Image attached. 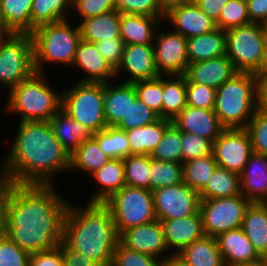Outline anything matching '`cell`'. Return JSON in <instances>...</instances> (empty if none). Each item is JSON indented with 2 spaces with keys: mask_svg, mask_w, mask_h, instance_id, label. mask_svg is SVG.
I'll list each match as a JSON object with an SVG mask.
<instances>
[{
  "mask_svg": "<svg viewBox=\"0 0 267 266\" xmlns=\"http://www.w3.org/2000/svg\"><path fill=\"white\" fill-rule=\"evenodd\" d=\"M43 73L35 72L9 92L8 109L20 113V121H49L60 109L62 96L46 84Z\"/></svg>",
  "mask_w": 267,
  "mask_h": 266,
  "instance_id": "5b68a950",
  "label": "cell"
},
{
  "mask_svg": "<svg viewBox=\"0 0 267 266\" xmlns=\"http://www.w3.org/2000/svg\"><path fill=\"white\" fill-rule=\"evenodd\" d=\"M73 7L85 20L116 10V0H73Z\"/></svg>",
  "mask_w": 267,
  "mask_h": 266,
  "instance_id": "db71d44e",
  "label": "cell"
},
{
  "mask_svg": "<svg viewBox=\"0 0 267 266\" xmlns=\"http://www.w3.org/2000/svg\"><path fill=\"white\" fill-rule=\"evenodd\" d=\"M212 153L219 167L240 175L252 153L246 128H225L213 142Z\"/></svg>",
  "mask_w": 267,
  "mask_h": 266,
  "instance_id": "4fadbf2b",
  "label": "cell"
},
{
  "mask_svg": "<svg viewBox=\"0 0 267 266\" xmlns=\"http://www.w3.org/2000/svg\"><path fill=\"white\" fill-rule=\"evenodd\" d=\"M116 10L120 14H136L165 18L160 0H116Z\"/></svg>",
  "mask_w": 267,
  "mask_h": 266,
  "instance_id": "bcb514c9",
  "label": "cell"
},
{
  "mask_svg": "<svg viewBox=\"0 0 267 266\" xmlns=\"http://www.w3.org/2000/svg\"><path fill=\"white\" fill-rule=\"evenodd\" d=\"M34 46L36 72L43 73L45 62L73 64L77 46L81 40L79 25L72 28L67 20L37 27L31 34Z\"/></svg>",
  "mask_w": 267,
  "mask_h": 266,
  "instance_id": "8992f818",
  "label": "cell"
},
{
  "mask_svg": "<svg viewBox=\"0 0 267 266\" xmlns=\"http://www.w3.org/2000/svg\"><path fill=\"white\" fill-rule=\"evenodd\" d=\"M256 109L257 78L254 73L237 72L216 90L213 110L225 128H246Z\"/></svg>",
  "mask_w": 267,
  "mask_h": 266,
  "instance_id": "277c9868",
  "label": "cell"
},
{
  "mask_svg": "<svg viewBox=\"0 0 267 266\" xmlns=\"http://www.w3.org/2000/svg\"><path fill=\"white\" fill-rule=\"evenodd\" d=\"M213 142L196 134L182 132V163L212 154Z\"/></svg>",
  "mask_w": 267,
  "mask_h": 266,
  "instance_id": "681fc988",
  "label": "cell"
},
{
  "mask_svg": "<svg viewBox=\"0 0 267 266\" xmlns=\"http://www.w3.org/2000/svg\"><path fill=\"white\" fill-rule=\"evenodd\" d=\"M159 115L146 106L138 97L130 101L126 117L115 126L121 130H130L151 124L159 119Z\"/></svg>",
  "mask_w": 267,
  "mask_h": 266,
  "instance_id": "ee69618b",
  "label": "cell"
},
{
  "mask_svg": "<svg viewBox=\"0 0 267 266\" xmlns=\"http://www.w3.org/2000/svg\"><path fill=\"white\" fill-rule=\"evenodd\" d=\"M150 157L164 162L182 163V131L171 123Z\"/></svg>",
  "mask_w": 267,
  "mask_h": 266,
  "instance_id": "60d3db41",
  "label": "cell"
},
{
  "mask_svg": "<svg viewBox=\"0 0 267 266\" xmlns=\"http://www.w3.org/2000/svg\"><path fill=\"white\" fill-rule=\"evenodd\" d=\"M29 266H63L62 243L51 250L30 254Z\"/></svg>",
  "mask_w": 267,
  "mask_h": 266,
  "instance_id": "9f6ffc18",
  "label": "cell"
},
{
  "mask_svg": "<svg viewBox=\"0 0 267 266\" xmlns=\"http://www.w3.org/2000/svg\"><path fill=\"white\" fill-rule=\"evenodd\" d=\"M236 73L231 60L224 55L188 64L184 75L186 83L206 85L217 90Z\"/></svg>",
  "mask_w": 267,
  "mask_h": 266,
  "instance_id": "d6986e66",
  "label": "cell"
},
{
  "mask_svg": "<svg viewBox=\"0 0 267 266\" xmlns=\"http://www.w3.org/2000/svg\"><path fill=\"white\" fill-rule=\"evenodd\" d=\"M156 219L169 220L195 215L200 208L199 192L181 184L152 191Z\"/></svg>",
  "mask_w": 267,
  "mask_h": 266,
  "instance_id": "7c38bea8",
  "label": "cell"
},
{
  "mask_svg": "<svg viewBox=\"0 0 267 266\" xmlns=\"http://www.w3.org/2000/svg\"><path fill=\"white\" fill-rule=\"evenodd\" d=\"M92 137L97 141L100 149L111 159H124L130 155V146L125 130L107 126L94 133Z\"/></svg>",
  "mask_w": 267,
  "mask_h": 266,
  "instance_id": "74e56055",
  "label": "cell"
},
{
  "mask_svg": "<svg viewBox=\"0 0 267 266\" xmlns=\"http://www.w3.org/2000/svg\"><path fill=\"white\" fill-rule=\"evenodd\" d=\"M199 194L201 200L240 195V175L217 166L208 184Z\"/></svg>",
  "mask_w": 267,
  "mask_h": 266,
  "instance_id": "836d02e7",
  "label": "cell"
},
{
  "mask_svg": "<svg viewBox=\"0 0 267 266\" xmlns=\"http://www.w3.org/2000/svg\"><path fill=\"white\" fill-rule=\"evenodd\" d=\"M189 64L226 55V32L219 28L187 39Z\"/></svg>",
  "mask_w": 267,
  "mask_h": 266,
  "instance_id": "4316f807",
  "label": "cell"
},
{
  "mask_svg": "<svg viewBox=\"0 0 267 266\" xmlns=\"http://www.w3.org/2000/svg\"><path fill=\"white\" fill-rule=\"evenodd\" d=\"M226 56L237 72L255 73L262 62L265 37L261 24L226 30Z\"/></svg>",
  "mask_w": 267,
  "mask_h": 266,
  "instance_id": "30bf717a",
  "label": "cell"
},
{
  "mask_svg": "<svg viewBox=\"0 0 267 266\" xmlns=\"http://www.w3.org/2000/svg\"><path fill=\"white\" fill-rule=\"evenodd\" d=\"M99 55L103 57L115 70L120 65L124 52L122 38L103 39L95 43Z\"/></svg>",
  "mask_w": 267,
  "mask_h": 266,
  "instance_id": "f5cc1de1",
  "label": "cell"
},
{
  "mask_svg": "<svg viewBox=\"0 0 267 266\" xmlns=\"http://www.w3.org/2000/svg\"><path fill=\"white\" fill-rule=\"evenodd\" d=\"M165 259L161 260L160 266H187V264L179 257L177 254L173 256L164 257Z\"/></svg>",
  "mask_w": 267,
  "mask_h": 266,
  "instance_id": "6125c7cd",
  "label": "cell"
},
{
  "mask_svg": "<svg viewBox=\"0 0 267 266\" xmlns=\"http://www.w3.org/2000/svg\"><path fill=\"white\" fill-rule=\"evenodd\" d=\"M160 222L163 226L166 245L168 249L176 248L175 254L205 235L200 211L195 215Z\"/></svg>",
  "mask_w": 267,
  "mask_h": 266,
  "instance_id": "44dd1931",
  "label": "cell"
},
{
  "mask_svg": "<svg viewBox=\"0 0 267 266\" xmlns=\"http://www.w3.org/2000/svg\"><path fill=\"white\" fill-rule=\"evenodd\" d=\"M52 131L62 147L71 155L80 144L92 138L90 130L80 122L74 121L60 109L49 121Z\"/></svg>",
  "mask_w": 267,
  "mask_h": 266,
  "instance_id": "cb8c5ba5",
  "label": "cell"
},
{
  "mask_svg": "<svg viewBox=\"0 0 267 266\" xmlns=\"http://www.w3.org/2000/svg\"><path fill=\"white\" fill-rule=\"evenodd\" d=\"M137 98L133 83L122 82L113 87L104 83V112L107 126H116L123 117H126L130 101Z\"/></svg>",
  "mask_w": 267,
  "mask_h": 266,
  "instance_id": "d4e9b609",
  "label": "cell"
},
{
  "mask_svg": "<svg viewBox=\"0 0 267 266\" xmlns=\"http://www.w3.org/2000/svg\"><path fill=\"white\" fill-rule=\"evenodd\" d=\"M164 10L166 11L172 6L178 5V4H183V3H188L190 0H160Z\"/></svg>",
  "mask_w": 267,
  "mask_h": 266,
  "instance_id": "03108f58",
  "label": "cell"
},
{
  "mask_svg": "<svg viewBox=\"0 0 267 266\" xmlns=\"http://www.w3.org/2000/svg\"><path fill=\"white\" fill-rule=\"evenodd\" d=\"M261 26L265 37V48H267V22L262 23Z\"/></svg>",
  "mask_w": 267,
  "mask_h": 266,
  "instance_id": "a7ac6f4b",
  "label": "cell"
},
{
  "mask_svg": "<svg viewBox=\"0 0 267 266\" xmlns=\"http://www.w3.org/2000/svg\"><path fill=\"white\" fill-rule=\"evenodd\" d=\"M61 109L92 134L107 127L104 112V83L78 82L64 92Z\"/></svg>",
  "mask_w": 267,
  "mask_h": 266,
  "instance_id": "52a82bcc",
  "label": "cell"
},
{
  "mask_svg": "<svg viewBox=\"0 0 267 266\" xmlns=\"http://www.w3.org/2000/svg\"><path fill=\"white\" fill-rule=\"evenodd\" d=\"M229 0H198V7L215 22L219 19L222 9Z\"/></svg>",
  "mask_w": 267,
  "mask_h": 266,
  "instance_id": "91938a15",
  "label": "cell"
},
{
  "mask_svg": "<svg viewBox=\"0 0 267 266\" xmlns=\"http://www.w3.org/2000/svg\"><path fill=\"white\" fill-rule=\"evenodd\" d=\"M216 89L197 83H186L187 106L213 110Z\"/></svg>",
  "mask_w": 267,
  "mask_h": 266,
  "instance_id": "816d5d0a",
  "label": "cell"
},
{
  "mask_svg": "<svg viewBox=\"0 0 267 266\" xmlns=\"http://www.w3.org/2000/svg\"><path fill=\"white\" fill-rule=\"evenodd\" d=\"M187 266H225L215 237L204 235L178 254Z\"/></svg>",
  "mask_w": 267,
  "mask_h": 266,
  "instance_id": "1f68e13d",
  "label": "cell"
},
{
  "mask_svg": "<svg viewBox=\"0 0 267 266\" xmlns=\"http://www.w3.org/2000/svg\"><path fill=\"white\" fill-rule=\"evenodd\" d=\"M234 266H267V257H260L256 261L242 263Z\"/></svg>",
  "mask_w": 267,
  "mask_h": 266,
  "instance_id": "003e7915",
  "label": "cell"
},
{
  "mask_svg": "<svg viewBox=\"0 0 267 266\" xmlns=\"http://www.w3.org/2000/svg\"><path fill=\"white\" fill-rule=\"evenodd\" d=\"M73 7V0H33L31 22L37 28L41 25L67 20L64 11Z\"/></svg>",
  "mask_w": 267,
  "mask_h": 266,
  "instance_id": "f35d334b",
  "label": "cell"
},
{
  "mask_svg": "<svg viewBox=\"0 0 267 266\" xmlns=\"http://www.w3.org/2000/svg\"><path fill=\"white\" fill-rule=\"evenodd\" d=\"M183 182V163L164 162L150 157V190Z\"/></svg>",
  "mask_w": 267,
  "mask_h": 266,
  "instance_id": "ab89813d",
  "label": "cell"
},
{
  "mask_svg": "<svg viewBox=\"0 0 267 266\" xmlns=\"http://www.w3.org/2000/svg\"><path fill=\"white\" fill-rule=\"evenodd\" d=\"M62 258L63 266H100L95 260L70 249L64 242H62Z\"/></svg>",
  "mask_w": 267,
  "mask_h": 266,
  "instance_id": "6f0895ef",
  "label": "cell"
},
{
  "mask_svg": "<svg viewBox=\"0 0 267 266\" xmlns=\"http://www.w3.org/2000/svg\"><path fill=\"white\" fill-rule=\"evenodd\" d=\"M119 233L110 209L89 203L84 209L69 204L63 223V242L100 266H111Z\"/></svg>",
  "mask_w": 267,
  "mask_h": 266,
  "instance_id": "3957f363",
  "label": "cell"
},
{
  "mask_svg": "<svg viewBox=\"0 0 267 266\" xmlns=\"http://www.w3.org/2000/svg\"><path fill=\"white\" fill-rule=\"evenodd\" d=\"M137 97L162 118L163 75L133 83Z\"/></svg>",
  "mask_w": 267,
  "mask_h": 266,
  "instance_id": "7bdbcfd3",
  "label": "cell"
},
{
  "mask_svg": "<svg viewBox=\"0 0 267 266\" xmlns=\"http://www.w3.org/2000/svg\"><path fill=\"white\" fill-rule=\"evenodd\" d=\"M198 0H190V2L196 3Z\"/></svg>",
  "mask_w": 267,
  "mask_h": 266,
  "instance_id": "89a4df30",
  "label": "cell"
},
{
  "mask_svg": "<svg viewBox=\"0 0 267 266\" xmlns=\"http://www.w3.org/2000/svg\"><path fill=\"white\" fill-rule=\"evenodd\" d=\"M172 123L182 132L199 135L214 142L225 129L214 110L186 106Z\"/></svg>",
  "mask_w": 267,
  "mask_h": 266,
  "instance_id": "ac0fdd59",
  "label": "cell"
},
{
  "mask_svg": "<svg viewBox=\"0 0 267 266\" xmlns=\"http://www.w3.org/2000/svg\"><path fill=\"white\" fill-rule=\"evenodd\" d=\"M225 266L253 262L260 258L242 228L222 233L216 237Z\"/></svg>",
  "mask_w": 267,
  "mask_h": 266,
  "instance_id": "603a6c76",
  "label": "cell"
},
{
  "mask_svg": "<svg viewBox=\"0 0 267 266\" xmlns=\"http://www.w3.org/2000/svg\"><path fill=\"white\" fill-rule=\"evenodd\" d=\"M177 78L164 79L162 118L173 120L186 106V77L175 75Z\"/></svg>",
  "mask_w": 267,
  "mask_h": 266,
  "instance_id": "d590c367",
  "label": "cell"
},
{
  "mask_svg": "<svg viewBox=\"0 0 267 266\" xmlns=\"http://www.w3.org/2000/svg\"><path fill=\"white\" fill-rule=\"evenodd\" d=\"M92 175L101 185L89 203H105L126 185L123 159H110Z\"/></svg>",
  "mask_w": 267,
  "mask_h": 266,
  "instance_id": "f1b7e54d",
  "label": "cell"
},
{
  "mask_svg": "<svg viewBox=\"0 0 267 266\" xmlns=\"http://www.w3.org/2000/svg\"><path fill=\"white\" fill-rule=\"evenodd\" d=\"M33 0H0L3 18L12 34H32L36 29L31 22Z\"/></svg>",
  "mask_w": 267,
  "mask_h": 266,
  "instance_id": "d6a6232c",
  "label": "cell"
},
{
  "mask_svg": "<svg viewBox=\"0 0 267 266\" xmlns=\"http://www.w3.org/2000/svg\"><path fill=\"white\" fill-rule=\"evenodd\" d=\"M246 130L250 135L252 152L267 155V112L257 108Z\"/></svg>",
  "mask_w": 267,
  "mask_h": 266,
  "instance_id": "c3c4849f",
  "label": "cell"
},
{
  "mask_svg": "<svg viewBox=\"0 0 267 266\" xmlns=\"http://www.w3.org/2000/svg\"><path fill=\"white\" fill-rule=\"evenodd\" d=\"M16 136L7 161L0 169L14 183L52 184L53 173L70 170V155L55 137L48 121L20 122Z\"/></svg>",
  "mask_w": 267,
  "mask_h": 266,
  "instance_id": "7a4b0ae2",
  "label": "cell"
},
{
  "mask_svg": "<svg viewBox=\"0 0 267 266\" xmlns=\"http://www.w3.org/2000/svg\"><path fill=\"white\" fill-rule=\"evenodd\" d=\"M165 17L175 25L177 29L175 32L187 39L209 33L217 28L215 21L193 2L170 7L166 10Z\"/></svg>",
  "mask_w": 267,
  "mask_h": 266,
  "instance_id": "2e32d148",
  "label": "cell"
},
{
  "mask_svg": "<svg viewBox=\"0 0 267 266\" xmlns=\"http://www.w3.org/2000/svg\"><path fill=\"white\" fill-rule=\"evenodd\" d=\"M104 204L111 211L119 235L128 228L156 220L151 190L125 185Z\"/></svg>",
  "mask_w": 267,
  "mask_h": 266,
  "instance_id": "ba28073f",
  "label": "cell"
},
{
  "mask_svg": "<svg viewBox=\"0 0 267 266\" xmlns=\"http://www.w3.org/2000/svg\"><path fill=\"white\" fill-rule=\"evenodd\" d=\"M171 123L172 120L159 118L151 124L125 131L129 141L130 155H151Z\"/></svg>",
  "mask_w": 267,
  "mask_h": 266,
  "instance_id": "83f0119b",
  "label": "cell"
},
{
  "mask_svg": "<svg viewBox=\"0 0 267 266\" xmlns=\"http://www.w3.org/2000/svg\"><path fill=\"white\" fill-rule=\"evenodd\" d=\"M119 241L129 249L156 258L168 250L162 223L157 219L124 230L119 236Z\"/></svg>",
  "mask_w": 267,
  "mask_h": 266,
  "instance_id": "9a60e30c",
  "label": "cell"
},
{
  "mask_svg": "<svg viewBox=\"0 0 267 266\" xmlns=\"http://www.w3.org/2000/svg\"><path fill=\"white\" fill-rule=\"evenodd\" d=\"M74 64L87 74L85 79L79 82L108 83L109 78L116 76V70L99 55L95 43L83 39L78 43Z\"/></svg>",
  "mask_w": 267,
  "mask_h": 266,
  "instance_id": "7402d4cb",
  "label": "cell"
},
{
  "mask_svg": "<svg viewBox=\"0 0 267 266\" xmlns=\"http://www.w3.org/2000/svg\"><path fill=\"white\" fill-rule=\"evenodd\" d=\"M81 39L90 43L120 37V13L109 11L98 16L90 17L80 25Z\"/></svg>",
  "mask_w": 267,
  "mask_h": 266,
  "instance_id": "f546056e",
  "label": "cell"
},
{
  "mask_svg": "<svg viewBox=\"0 0 267 266\" xmlns=\"http://www.w3.org/2000/svg\"><path fill=\"white\" fill-rule=\"evenodd\" d=\"M36 72L31 34H12L0 39V84L10 90Z\"/></svg>",
  "mask_w": 267,
  "mask_h": 266,
  "instance_id": "9c48e42d",
  "label": "cell"
},
{
  "mask_svg": "<svg viewBox=\"0 0 267 266\" xmlns=\"http://www.w3.org/2000/svg\"><path fill=\"white\" fill-rule=\"evenodd\" d=\"M241 194L251 203H267V155L252 152L240 174Z\"/></svg>",
  "mask_w": 267,
  "mask_h": 266,
  "instance_id": "ffe728a7",
  "label": "cell"
},
{
  "mask_svg": "<svg viewBox=\"0 0 267 266\" xmlns=\"http://www.w3.org/2000/svg\"><path fill=\"white\" fill-rule=\"evenodd\" d=\"M215 23L224 31L250 24L246 0H229Z\"/></svg>",
  "mask_w": 267,
  "mask_h": 266,
  "instance_id": "f6af8a7d",
  "label": "cell"
},
{
  "mask_svg": "<svg viewBox=\"0 0 267 266\" xmlns=\"http://www.w3.org/2000/svg\"><path fill=\"white\" fill-rule=\"evenodd\" d=\"M251 202L242 194L200 201L204 234L211 237L241 228L245 212Z\"/></svg>",
  "mask_w": 267,
  "mask_h": 266,
  "instance_id": "8fae6325",
  "label": "cell"
},
{
  "mask_svg": "<svg viewBox=\"0 0 267 266\" xmlns=\"http://www.w3.org/2000/svg\"><path fill=\"white\" fill-rule=\"evenodd\" d=\"M123 163L126 185L150 190V155H129Z\"/></svg>",
  "mask_w": 267,
  "mask_h": 266,
  "instance_id": "b9f144b4",
  "label": "cell"
},
{
  "mask_svg": "<svg viewBox=\"0 0 267 266\" xmlns=\"http://www.w3.org/2000/svg\"><path fill=\"white\" fill-rule=\"evenodd\" d=\"M160 17L120 14V37L125 45H153L154 28Z\"/></svg>",
  "mask_w": 267,
  "mask_h": 266,
  "instance_id": "4dcf8cb0",
  "label": "cell"
},
{
  "mask_svg": "<svg viewBox=\"0 0 267 266\" xmlns=\"http://www.w3.org/2000/svg\"><path fill=\"white\" fill-rule=\"evenodd\" d=\"M30 254L12 242L7 235L0 236V266H29Z\"/></svg>",
  "mask_w": 267,
  "mask_h": 266,
  "instance_id": "f907efd6",
  "label": "cell"
},
{
  "mask_svg": "<svg viewBox=\"0 0 267 266\" xmlns=\"http://www.w3.org/2000/svg\"><path fill=\"white\" fill-rule=\"evenodd\" d=\"M217 166L213 153L189 160L183 163V182L200 193L208 184Z\"/></svg>",
  "mask_w": 267,
  "mask_h": 266,
  "instance_id": "8d00e7d4",
  "label": "cell"
},
{
  "mask_svg": "<svg viewBox=\"0 0 267 266\" xmlns=\"http://www.w3.org/2000/svg\"><path fill=\"white\" fill-rule=\"evenodd\" d=\"M251 23L267 22V0H246Z\"/></svg>",
  "mask_w": 267,
  "mask_h": 266,
  "instance_id": "680465c9",
  "label": "cell"
},
{
  "mask_svg": "<svg viewBox=\"0 0 267 266\" xmlns=\"http://www.w3.org/2000/svg\"><path fill=\"white\" fill-rule=\"evenodd\" d=\"M15 183L2 172L0 174V236L6 234L8 205Z\"/></svg>",
  "mask_w": 267,
  "mask_h": 266,
  "instance_id": "11a10c76",
  "label": "cell"
},
{
  "mask_svg": "<svg viewBox=\"0 0 267 266\" xmlns=\"http://www.w3.org/2000/svg\"><path fill=\"white\" fill-rule=\"evenodd\" d=\"M110 159L111 158L100 149L99 144L92 137L84 140L70 155V169L83 170L93 174Z\"/></svg>",
  "mask_w": 267,
  "mask_h": 266,
  "instance_id": "e575fe53",
  "label": "cell"
},
{
  "mask_svg": "<svg viewBox=\"0 0 267 266\" xmlns=\"http://www.w3.org/2000/svg\"><path fill=\"white\" fill-rule=\"evenodd\" d=\"M257 78V108L267 112V76Z\"/></svg>",
  "mask_w": 267,
  "mask_h": 266,
  "instance_id": "94428289",
  "label": "cell"
},
{
  "mask_svg": "<svg viewBox=\"0 0 267 266\" xmlns=\"http://www.w3.org/2000/svg\"><path fill=\"white\" fill-rule=\"evenodd\" d=\"M153 47V45L143 44L125 45L122 60L116 69V75L122 69H125L131 76L128 80L123 81L125 83H134L159 77Z\"/></svg>",
  "mask_w": 267,
  "mask_h": 266,
  "instance_id": "e0dca14e",
  "label": "cell"
},
{
  "mask_svg": "<svg viewBox=\"0 0 267 266\" xmlns=\"http://www.w3.org/2000/svg\"><path fill=\"white\" fill-rule=\"evenodd\" d=\"M156 40L153 49L159 75H184L189 64L187 38L177 32H160Z\"/></svg>",
  "mask_w": 267,
  "mask_h": 266,
  "instance_id": "5bb4252c",
  "label": "cell"
},
{
  "mask_svg": "<svg viewBox=\"0 0 267 266\" xmlns=\"http://www.w3.org/2000/svg\"><path fill=\"white\" fill-rule=\"evenodd\" d=\"M254 74L255 76H267V48L264 49L262 62Z\"/></svg>",
  "mask_w": 267,
  "mask_h": 266,
  "instance_id": "be15d7a7",
  "label": "cell"
},
{
  "mask_svg": "<svg viewBox=\"0 0 267 266\" xmlns=\"http://www.w3.org/2000/svg\"><path fill=\"white\" fill-rule=\"evenodd\" d=\"M53 184L15 183L8 205L6 235L29 254L51 250L63 242L69 204Z\"/></svg>",
  "mask_w": 267,
  "mask_h": 266,
  "instance_id": "6da1fadb",
  "label": "cell"
},
{
  "mask_svg": "<svg viewBox=\"0 0 267 266\" xmlns=\"http://www.w3.org/2000/svg\"><path fill=\"white\" fill-rule=\"evenodd\" d=\"M161 260L148 254L140 253L118 242L112 257L111 266H160Z\"/></svg>",
  "mask_w": 267,
  "mask_h": 266,
  "instance_id": "7dc6e473",
  "label": "cell"
},
{
  "mask_svg": "<svg viewBox=\"0 0 267 266\" xmlns=\"http://www.w3.org/2000/svg\"><path fill=\"white\" fill-rule=\"evenodd\" d=\"M10 35H12V33L7 28V24L3 18L2 10L0 6V39L6 38Z\"/></svg>",
  "mask_w": 267,
  "mask_h": 266,
  "instance_id": "e7e4bbea",
  "label": "cell"
},
{
  "mask_svg": "<svg viewBox=\"0 0 267 266\" xmlns=\"http://www.w3.org/2000/svg\"><path fill=\"white\" fill-rule=\"evenodd\" d=\"M260 257H267V203H251L241 226Z\"/></svg>",
  "mask_w": 267,
  "mask_h": 266,
  "instance_id": "484cf974",
  "label": "cell"
}]
</instances>
